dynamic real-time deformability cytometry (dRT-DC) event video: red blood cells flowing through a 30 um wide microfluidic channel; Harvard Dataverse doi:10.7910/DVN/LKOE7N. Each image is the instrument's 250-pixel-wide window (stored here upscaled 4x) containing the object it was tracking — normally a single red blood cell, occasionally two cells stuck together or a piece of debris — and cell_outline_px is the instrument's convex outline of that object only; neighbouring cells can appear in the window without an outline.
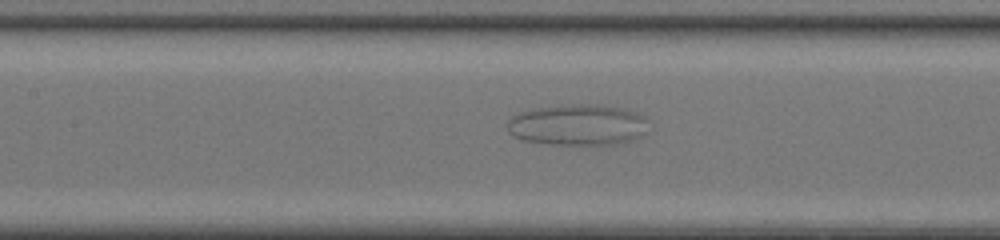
{"species": "common noctule bat (a hibernating species)", "species_latin": "Nyctalus noctula", "temperature_condition": "room temperature", "stored_images_in_passage": 36, "camera_frame_rate_fps": 3000, "um_per_image_px": 0.085, "animal": {"sex": "female", "body_mass_g": 20.0, "forearm_length_mm": 54.0}, "frame": {"image": 1, "passage_image": 11, "time_ms": 3.333, "image_size_px": [1000, 240], "cell_outline_px": [[652, 120], [644, 132], [640, 136], [632, 140], [616, 144], [552, 144], [524, 140], [508, 132], [508, 120], [512, 116], [520, 112], [536, 108], [564, 104], [596, 104], [620, 108], [636, 112]], "centroid_in_image_um": [49.15, 10.6], "position_along_channel_um": 158.2, "area_um2": 33.87}}
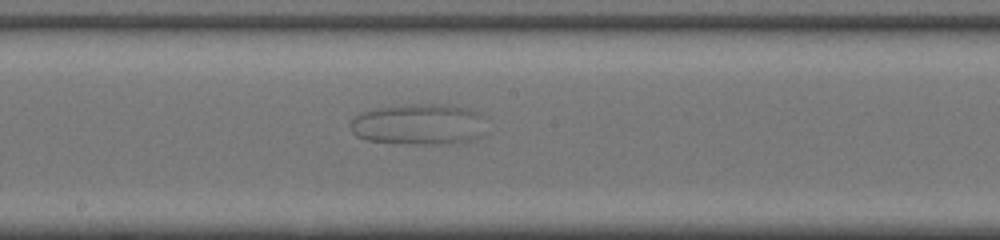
{"frame": {"image": 2, "passage_image": 15, "time_ms": 4.667, "image_size_px": [1000, 240], "cell_outline_px": [[480, 116], [476, 136], [468, 140], [456, 144], [416, 144], [368, 140], [356, 136], [352, 132], [348, 124], [356, 116], [364, 112], [376, 108], [408, 104], [440, 104], [464, 108], [476, 112]], "centroid_in_image_um": [35.45, 10.57], "position_along_channel_um": 212.8, "area_um2": 31.5}}
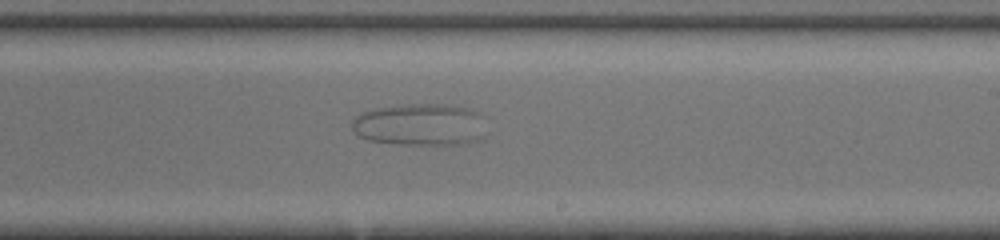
{"frame": {"image": 3, "passage_image": 18, "time_ms": 5.667, "image_size_px": [1000, 240], "cell_outline_px": [[488, 116], [480, 136], [476, 140], [464, 144], [396, 144], [368, 140], [360, 136], [352, 128], [352, 120], [356, 116], [364, 112], [376, 108], [404, 104], [444, 104], [468, 108], [480, 112]], "centroid_in_image_um": [35.75, 10.58], "position_along_channel_um": 253.3, "area_um2": 33.12}}